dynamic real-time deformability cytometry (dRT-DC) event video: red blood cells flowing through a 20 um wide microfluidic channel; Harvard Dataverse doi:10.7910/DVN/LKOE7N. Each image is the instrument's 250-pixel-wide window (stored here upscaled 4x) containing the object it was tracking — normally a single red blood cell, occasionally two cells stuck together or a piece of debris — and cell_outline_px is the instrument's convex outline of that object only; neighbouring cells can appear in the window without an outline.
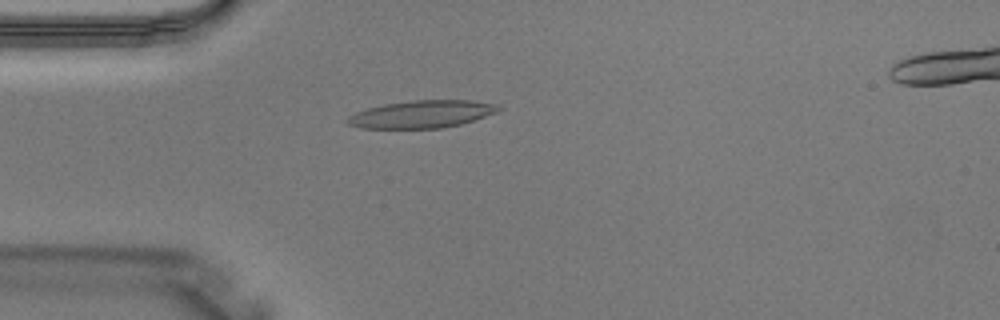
{"species": "Egyptian fruit bat (a non-hibernating species)", "species_latin": "Rousettus aegyptiacus", "temperature_condition": "warm", "stored_images_in_passage": 2, "camera_frame_rate_fps": 3000, "um_per_image_px": 0.085, "animal": {"sex": "male"}, "frame": {"image": 1, "passage_image": 2, "time_ms": 0.333, "image_size_px": [1000, 320], "cell_outline_px": [[504, 108], [496, 112], [460, 124], [440, 128], [360, 128], [348, 124], [344, 120], [348, 116], [356, 112], [368, 108], [384, 104], [412, 100], [468, 100], [496, 104]], "centroid_in_image_um": [35.81, 9.7], "position_along_channel_um": 49.2, "area_um2": 24.04}}